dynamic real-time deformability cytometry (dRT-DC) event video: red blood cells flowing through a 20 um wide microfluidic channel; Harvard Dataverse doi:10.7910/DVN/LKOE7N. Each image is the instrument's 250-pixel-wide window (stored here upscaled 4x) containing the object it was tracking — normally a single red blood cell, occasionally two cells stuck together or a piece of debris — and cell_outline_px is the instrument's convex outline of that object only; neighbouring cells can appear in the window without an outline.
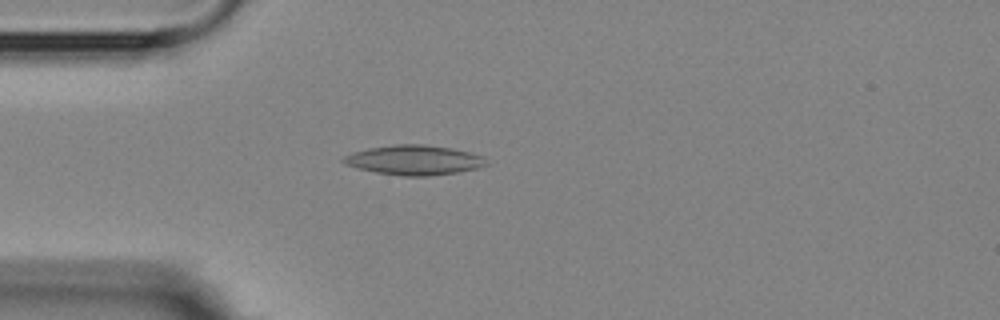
{"species": "Egyptian fruit bat (a non-hibernating species)", "species_latin": "Rousettus aegyptiacus", "temperature_condition": "room temperature", "stored_images_in_passage": 3, "camera_frame_rate_fps": 3000, "um_per_image_px": 0.085, "animal": {"sex": "female"}, "frame": {"image": 1, "passage_image": 3, "time_ms": 2.333, "image_size_px": [1000, 320], "cell_outline_px": [[488, 164], [476, 168], [456, 172], [428, 176], [404, 176], [376, 172], [356, 168], [344, 164], [340, 160], [344, 156], [352, 152], [368, 148], [392, 144], [424, 144], [452, 148], [472, 152], [484, 156]], "centroid_in_image_um": [35.18, 13.59], "position_along_channel_um": 49.8, "area_um2": 24.91}}